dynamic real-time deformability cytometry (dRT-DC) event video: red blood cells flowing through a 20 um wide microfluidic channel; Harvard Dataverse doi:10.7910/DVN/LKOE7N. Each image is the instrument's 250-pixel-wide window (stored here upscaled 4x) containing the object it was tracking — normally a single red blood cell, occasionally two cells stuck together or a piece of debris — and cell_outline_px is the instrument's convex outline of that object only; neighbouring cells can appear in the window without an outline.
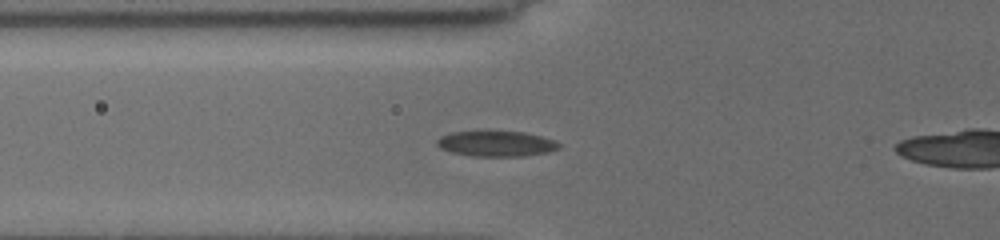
{"species": "common noctule bat (a hibernating species)", "species_latin": "Nyctalus noctula", "temperature_condition": "cold", "stored_images_in_passage": 8, "camera_frame_rate_fps": 3000, "um_per_image_px": 0.085, "animal": {"sex": "female", "body_mass_g": 19.5, "forearm_length_mm": 54.1}, "frame": {"image": 1, "passage_image": 8, "time_ms": 6.0, "image_size_px": [1000, 240], "cell_outline_px": [[560, 148], [548, 152], [524, 156], [476, 156], [452, 152], [440, 148], [436, 144], [436, 140], [440, 136], [452, 132], [484, 128], [524, 132], [540, 136], [552, 140], [560, 144]], "centroid_in_image_um": [42.12, 12.16], "position_along_channel_um": 83.7, "area_um2": 18.84}}